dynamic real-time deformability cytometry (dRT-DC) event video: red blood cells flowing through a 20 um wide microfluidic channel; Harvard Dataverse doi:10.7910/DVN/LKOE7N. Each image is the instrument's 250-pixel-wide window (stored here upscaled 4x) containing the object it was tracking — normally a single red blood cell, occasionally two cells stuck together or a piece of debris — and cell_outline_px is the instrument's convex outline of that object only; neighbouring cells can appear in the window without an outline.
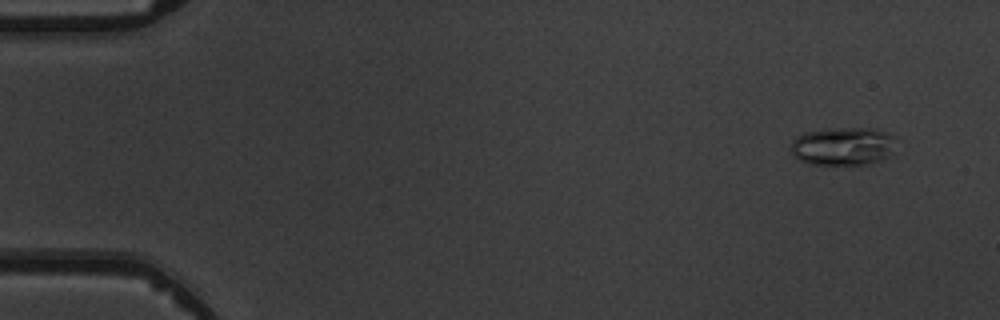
{"species": "common noctule bat (a hibernating species)", "species_latin": "Nyctalus noctula", "temperature_condition": "warm", "stored_images_in_passage": 4, "camera_frame_rate_fps": 3000, "um_per_image_px": 0.085, "animal": {"sex": "male", "body_mass_g": 19.5, "forearm_length_mm": 54.6}, "frame": {"image": 1, "passage_image": 1, "time_ms": 0.0, "image_size_px": [1000, 320], "cell_outline_px": [[892, 152], [888, 156], [868, 164], [812, 164], [800, 160], [792, 152], [792, 140], [796, 136], [804, 132], [824, 128], [868, 128], [884, 132], [892, 136]], "centroid_in_image_um": [71.59, 12.41], "position_along_channel_um": 13.4, "area_um2": 23.0}}